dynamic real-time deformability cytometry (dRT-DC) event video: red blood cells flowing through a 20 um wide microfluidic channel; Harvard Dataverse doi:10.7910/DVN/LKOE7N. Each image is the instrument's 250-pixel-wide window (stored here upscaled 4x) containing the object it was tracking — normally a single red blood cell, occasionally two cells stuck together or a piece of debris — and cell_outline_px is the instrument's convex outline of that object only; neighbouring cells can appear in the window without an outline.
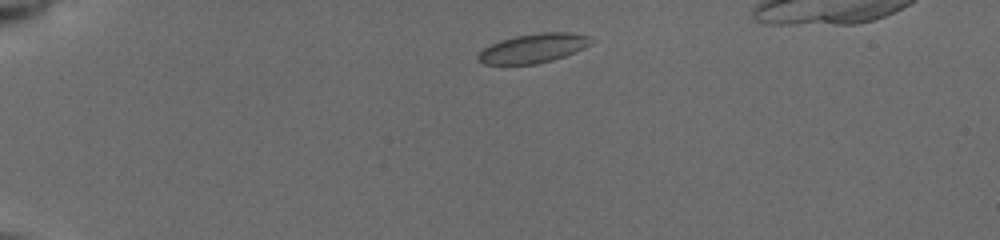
{"species": "common noctule bat (a hibernating species)", "species_latin": "Nyctalus noctula", "temperature_condition": "cold", "stored_images_in_passage": 5, "camera_frame_rate_fps": 3000, "um_per_image_px": 0.085, "animal": {"sex": "female", "body_mass_g": 19.5, "forearm_length_mm": 54.1}, "frame": {"image": 1, "passage_image": 1, "time_ms": 0.0, "image_size_px": [1000, 240], "cell_outline_px": [[592, 44], [584, 48], [564, 56], [552, 60], [536, 64], [484, 64], [476, 56], [484, 48], [500, 40], [516, 36], [544, 32], [568, 32], [588, 36], [592, 40]], "centroid_in_image_um": [45.35, 4.1], "position_along_channel_um": 39.7, "area_um2": 18.96}}
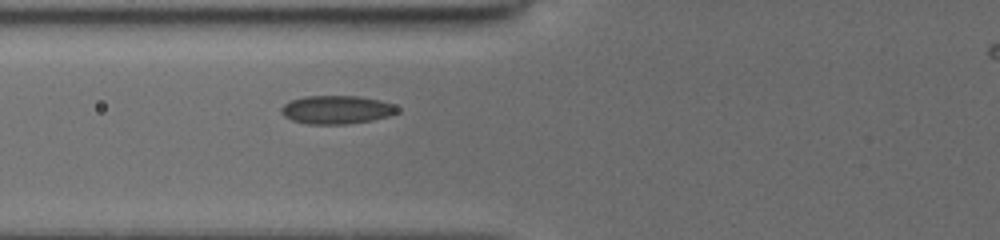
{"frame": {"image": 2, "passage_image": 5, "time_ms": 3.0, "image_size_px": [1000, 240], "cell_outline_px": [[400, 112], [388, 116], [372, 120], [348, 124], [304, 124], [292, 120], [284, 116], [280, 112], [280, 108], [284, 104], [292, 100], [304, 96], [360, 96], [380, 100], [392, 104], [400, 108]], "centroid_in_image_um": [28.61, 9.33], "position_along_channel_um": 97.2, "area_um2": 19.36}}